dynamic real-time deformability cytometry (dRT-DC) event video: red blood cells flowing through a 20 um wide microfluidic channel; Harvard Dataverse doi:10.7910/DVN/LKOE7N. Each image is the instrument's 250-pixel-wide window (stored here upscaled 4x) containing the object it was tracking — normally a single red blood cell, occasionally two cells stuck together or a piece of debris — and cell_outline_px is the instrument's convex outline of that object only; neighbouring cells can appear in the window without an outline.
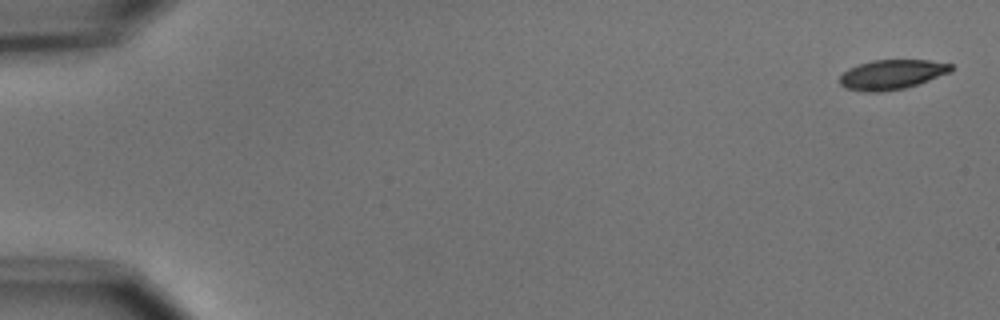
{"species": "common noctule bat (a hibernating species)", "species_latin": "Nyctalus noctula", "temperature_condition": "cold", "stored_images_in_passage": 3, "camera_frame_rate_fps": 3000, "um_per_image_px": 0.085, "animal": {"sex": "male", "body_mass_g": 15.6}, "frame": {"image": 1, "passage_image": 1, "time_ms": 0.0, "image_size_px": [1000, 320], "cell_outline_px": [[952, 68], [948, 72], [928, 80], [904, 88], [880, 92], [864, 92], [844, 88], [840, 84], [840, 76], [848, 68], [872, 60], [928, 60], [952, 64]], "centroid_in_image_um": [75.74, 6.34], "position_along_channel_um": 9.3, "area_um2": 19.02}}